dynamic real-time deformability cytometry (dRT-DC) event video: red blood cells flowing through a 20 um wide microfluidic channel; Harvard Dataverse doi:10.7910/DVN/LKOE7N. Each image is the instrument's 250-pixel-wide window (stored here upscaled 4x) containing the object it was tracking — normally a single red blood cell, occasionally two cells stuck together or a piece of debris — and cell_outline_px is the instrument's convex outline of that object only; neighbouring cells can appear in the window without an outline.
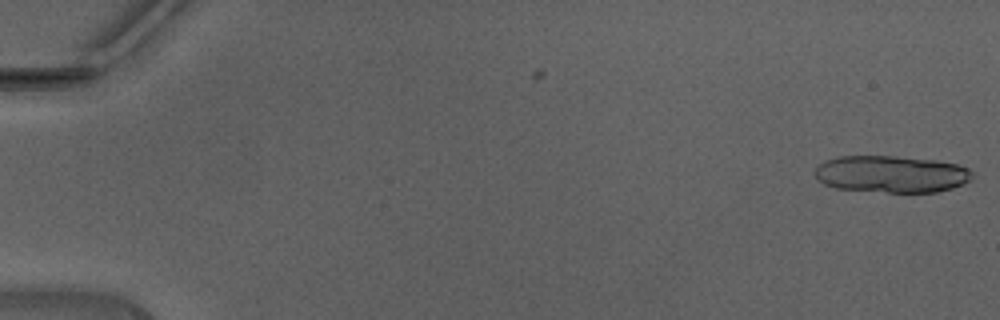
{"species": "Egyptian fruit bat (a non-hibernating species)", "species_latin": "Rousettus aegyptiacus", "temperature_condition": "warm", "stored_images_in_passage": 4, "camera_frame_rate_fps": 3000, "um_per_image_px": 0.085, "animal": {"sex": "male"}, "frame": {"image": 1, "passage_image": 4, "time_ms": 1.0, "image_size_px": [1000, 320], "cell_outline_px": [[972, 176], [964, 184], [952, 188], [936, 192], [888, 192], [836, 188], [824, 184], [816, 180], [816, 168], [824, 160], [840, 156], [896, 156], [936, 160], [956, 164], [968, 168], [972, 172]], "centroid_in_image_um": [75.76, 14.79], "position_along_channel_um": 9.2, "area_um2": 33.87}}